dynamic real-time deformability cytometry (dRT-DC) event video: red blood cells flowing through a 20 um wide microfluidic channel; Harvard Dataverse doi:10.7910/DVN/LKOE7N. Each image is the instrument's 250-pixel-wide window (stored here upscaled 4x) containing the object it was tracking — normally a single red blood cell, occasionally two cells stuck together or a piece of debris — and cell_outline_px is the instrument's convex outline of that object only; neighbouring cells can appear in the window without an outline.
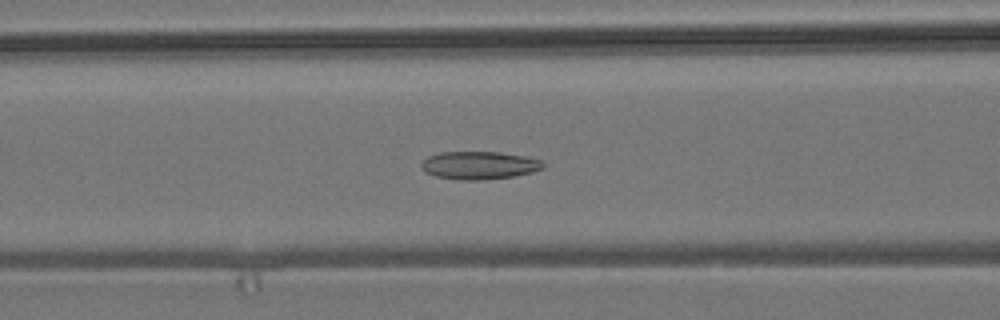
{"species": "common noctule bat (a hibernating species)", "species_latin": "Nyctalus noctula", "temperature_condition": "room temperature", "stored_images_in_passage": 55, "camera_frame_rate_fps": 3000, "um_per_image_px": 0.085, "animal": {"sex": "male", "body_mass_g": 19.2, "forearm_length_mm": 51.8}, "frame": {"image": 1, "passage_image": 22, "time_ms": 7.0, "image_size_px": [1000, 320], "cell_outline_px": [[544, 168], [532, 172], [512, 176], [484, 180], [456, 180], [436, 176], [424, 172], [420, 164], [428, 156], [440, 152], [500, 152], [524, 156], [540, 160], [544, 164]], "centroid_in_image_um": [40.7, 14.05], "position_along_channel_um": 125.9, "area_um2": 19.83}}
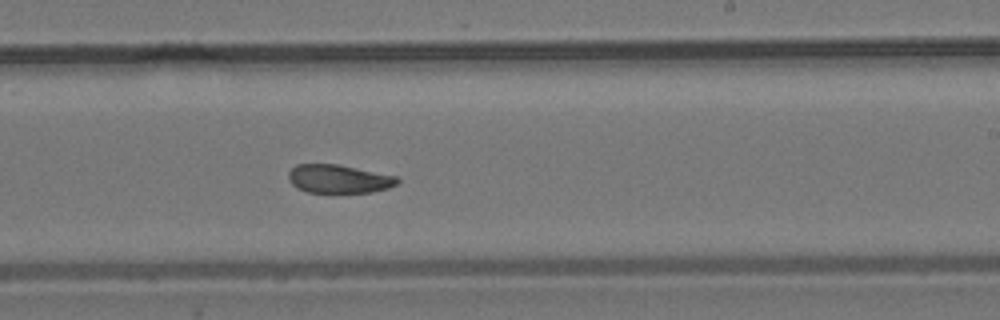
{"frame": {"image": 2, "passage_image": 33, "time_ms": 10.667, "image_size_px": [1000, 320], "cell_outline_px": [[400, 180], [396, 184], [388, 188], [372, 192], [308, 192], [296, 188], [288, 180], [288, 172], [296, 164], [336, 164], [396, 176]], "centroid_in_image_um": [28.76, 15.2], "position_along_channel_um": 260.2, "area_um2": 17.92}}
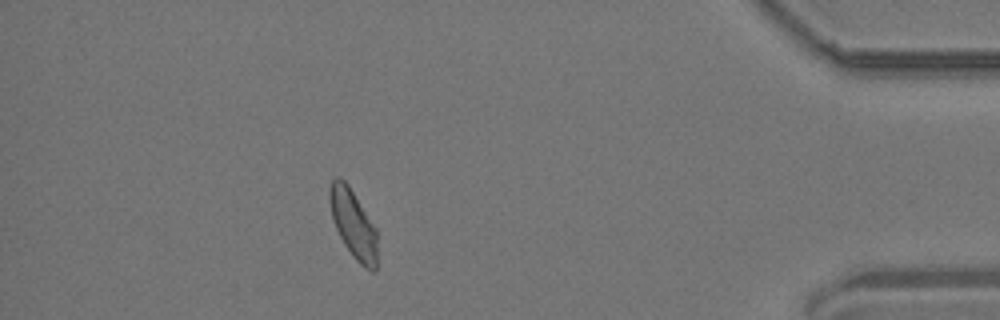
{"frame": {"image": 3, "passage_image": 49, "time_ms": 16.0, "image_size_px": [1000, 320], "cell_outline_px": [[376, 272], [372, 272], [364, 268], [352, 256], [344, 244], [336, 228], [332, 216], [328, 196], [328, 188], [332, 180], [336, 176], [340, 176], [348, 184], [376, 228]], "centroid_in_image_um": [30.01, 19.02], "position_along_channel_um": 405.2, "area_um2": 19.02}, "authors_computed_cell_mechanics": {"area_um2": 19.5364, "velocity_mm_per_s": 3.6691, "shape_relaxation_time_tau1_ms": null, "shape_relaxation_time_tau2_ms": 3.0288, "deformation_change_tau1": null, "deformation_change_tau2": 0.0802}}